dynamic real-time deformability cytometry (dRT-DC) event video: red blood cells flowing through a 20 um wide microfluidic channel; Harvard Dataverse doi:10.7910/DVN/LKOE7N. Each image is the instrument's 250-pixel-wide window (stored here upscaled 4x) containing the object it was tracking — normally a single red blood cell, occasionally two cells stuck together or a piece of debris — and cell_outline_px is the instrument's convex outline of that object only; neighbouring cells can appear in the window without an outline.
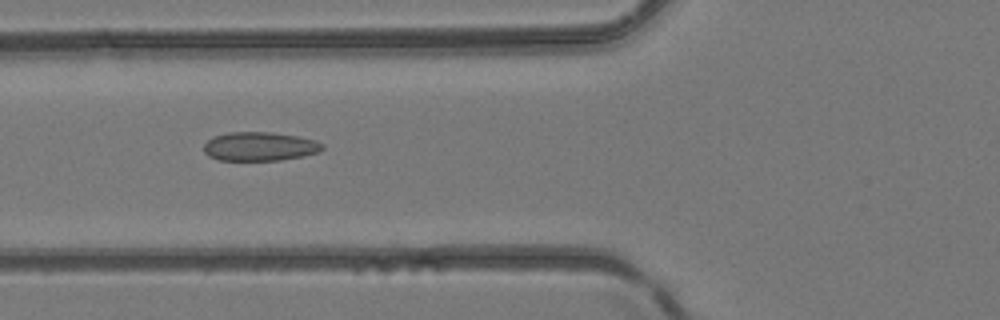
{"species": "common noctule bat (a hibernating species)", "species_latin": "Nyctalus noctula", "temperature_condition": "room temperature", "stored_images_in_passage": 33, "camera_frame_rate_fps": 3000, "um_per_image_px": 0.085, "animal": {"sex": "female", "body_mass_g": 24.6, "forearm_length_mm": 56.2}, "frame": {"image": 1, "passage_image": 5, "time_ms": 1.333, "image_size_px": [1000, 320], "cell_outline_px": [[324, 148], [320, 152], [304, 156], [280, 160], [220, 160], [208, 156], [204, 152], [204, 144], [212, 136], [228, 132], [272, 132], [296, 136], [316, 140], [324, 144]], "centroid_in_image_um": [22.09, 12.44], "position_along_channel_um": 103.7, "area_um2": 20.11}}
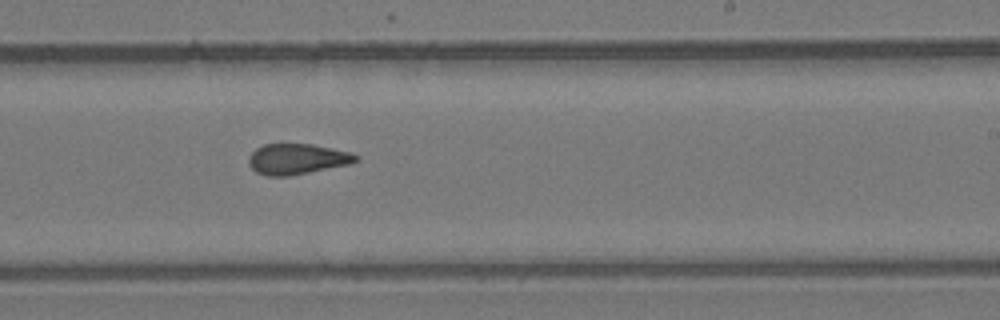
{"frame": {"image": 2, "passage_image": 16, "time_ms": 5.0, "image_size_px": [1000, 320], "cell_outline_px": [[360, 160], [348, 164], [288, 176], [268, 176], [256, 172], [248, 164], [248, 156], [256, 148], [264, 144], [312, 144], [352, 152], [360, 156]], "centroid_in_image_um": [25.25, 13.51], "position_along_channel_um": 263.7, "area_um2": 19.13}}
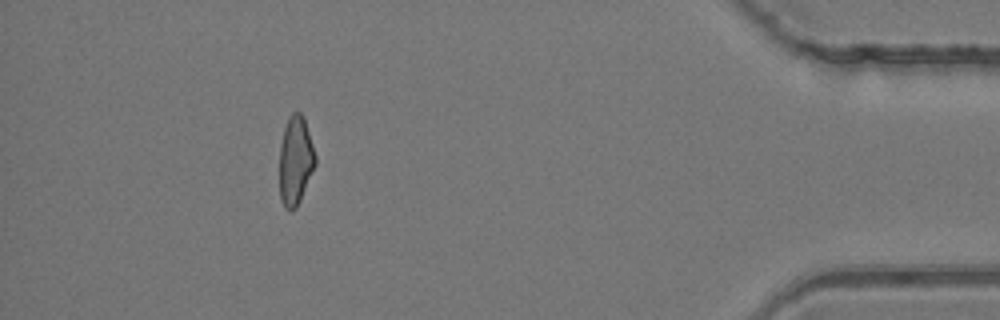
{"frame": {"image": 3, "passage_image": 30, "time_ms": 9.667, "image_size_px": [1000, 320], "cell_outline_px": [[316, 164], [300, 200], [296, 208], [284, 208], [280, 200], [280, 144], [284, 128], [288, 116], [292, 112], [300, 112], [304, 116], [316, 156]], "centroid_in_image_um": [25.11, 13.61], "position_along_channel_um": 410.1, "area_um2": 18.55}}